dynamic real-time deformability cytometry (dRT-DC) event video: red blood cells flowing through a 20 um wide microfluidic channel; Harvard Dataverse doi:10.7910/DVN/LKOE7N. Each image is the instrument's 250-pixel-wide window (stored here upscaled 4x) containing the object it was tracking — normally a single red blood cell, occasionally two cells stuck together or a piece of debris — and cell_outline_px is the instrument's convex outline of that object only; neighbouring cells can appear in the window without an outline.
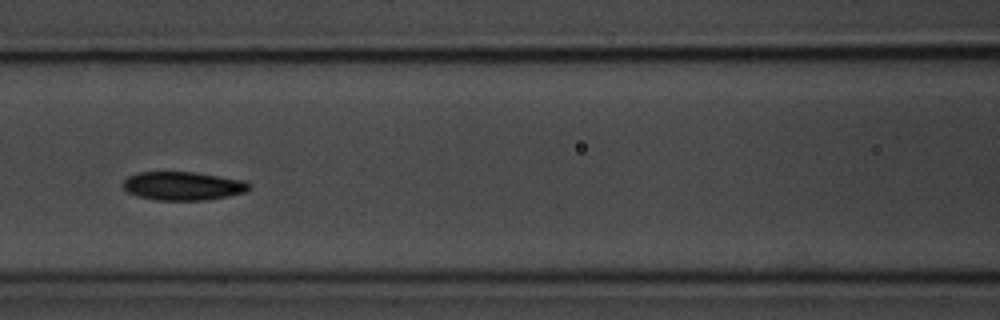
{"species": "common noctule bat (a hibernating species)", "species_latin": "Nyctalus noctula", "temperature_condition": "room temperature", "stored_images_in_passage": 8, "camera_frame_rate_fps": 3000, "um_per_image_px": 0.085, "animal": {"sex": "male", "body_mass_g": 20.1, "forearm_length_mm": 53.5}, "frame": {"image": 1, "passage_image": 7, "time_ms": 7.0, "image_size_px": [1000, 320], "cell_outline_px": [[252, 188], [244, 192], [228, 196], [204, 200], [156, 200], [136, 196], [128, 192], [124, 188], [124, 180], [128, 176], [140, 172], [196, 172], [244, 180], [252, 184]], "centroid_in_image_um": [15.58, 15.8], "position_along_channel_um": 151.0, "area_um2": 21.04}}
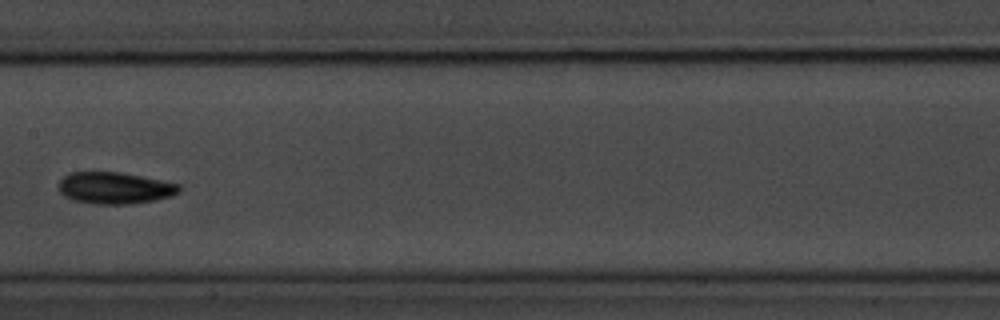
{"frame": {"image": 2, "passage_image": 8, "time_ms": 8.333, "image_size_px": [1000, 320], "cell_outline_px": [[180, 192], [172, 196], [156, 200], [128, 204], [96, 204], [72, 200], [64, 196], [60, 192], [56, 184], [68, 172], [120, 172], [180, 184]], "centroid_in_image_um": [9.72, 15.98], "position_along_channel_um": 197.7, "area_um2": 22.43}}